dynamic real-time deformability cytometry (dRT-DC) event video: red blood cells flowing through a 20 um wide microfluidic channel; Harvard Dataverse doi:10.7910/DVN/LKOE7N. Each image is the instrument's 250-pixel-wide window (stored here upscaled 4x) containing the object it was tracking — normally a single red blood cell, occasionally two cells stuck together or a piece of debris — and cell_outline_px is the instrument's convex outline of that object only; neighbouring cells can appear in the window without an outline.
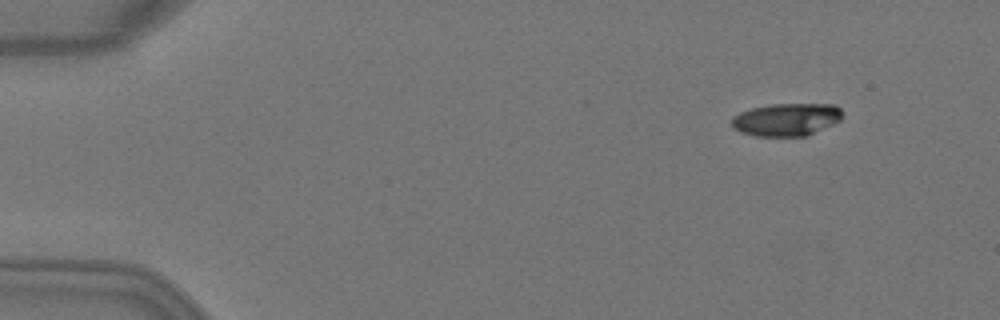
{"species": "Egyptian fruit bat (a non-hibernating species)", "species_latin": "Rousettus aegyptiacus", "temperature_condition": "warm", "stored_images_in_passage": 6, "camera_frame_rate_fps": 3000, "um_per_image_px": 0.085, "animal": {"sex": "female"}, "frame": {"image": 1, "passage_image": 2, "time_ms": 0.333, "image_size_px": [1000, 320], "cell_outline_px": [[844, 116], [840, 120], [808, 136], [756, 136], [740, 132], [732, 128], [732, 116], [740, 112], [752, 108], [768, 104], [836, 104], [840, 108]], "centroid_in_image_um": [66.85, 10.16], "position_along_channel_um": 18.1, "area_um2": 21.33}}